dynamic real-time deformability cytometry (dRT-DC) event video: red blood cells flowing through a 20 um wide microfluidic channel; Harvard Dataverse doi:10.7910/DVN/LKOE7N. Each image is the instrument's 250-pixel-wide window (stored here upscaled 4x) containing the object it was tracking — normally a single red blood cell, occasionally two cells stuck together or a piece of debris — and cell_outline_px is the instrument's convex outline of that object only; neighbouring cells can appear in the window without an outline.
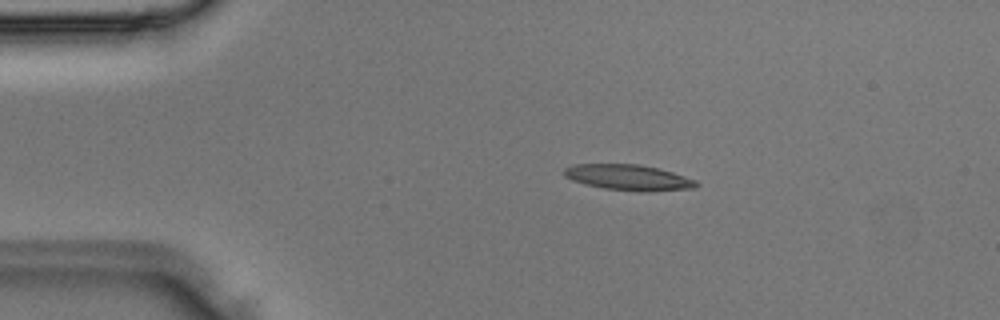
{"species": "Egyptian fruit bat (a non-hibernating species)", "species_latin": "Rousettus aegyptiacus", "temperature_condition": "room temperature", "stored_images_in_passage": 3, "camera_frame_rate_fps": 3000, "um_per_image_px": 0.085, "animal": {"sex": "male"}, "frame": {"image": 1, "passage_image": 2, "time_ms": 0.333, "image_size_px": [1000, 320], "cell_outline_px": [[700, 184], [696, 188], [648, 192], [640, 192], [604, 188], [584, 184], [572, 180], [564, 176], [564, 168], [572, 164], [640, 164], [672, 172], [696, 180]], "centroid_in_image_um": [53.43, 15.09], "position_along_channel_um": 31.6, "area_um2": 19.94}}